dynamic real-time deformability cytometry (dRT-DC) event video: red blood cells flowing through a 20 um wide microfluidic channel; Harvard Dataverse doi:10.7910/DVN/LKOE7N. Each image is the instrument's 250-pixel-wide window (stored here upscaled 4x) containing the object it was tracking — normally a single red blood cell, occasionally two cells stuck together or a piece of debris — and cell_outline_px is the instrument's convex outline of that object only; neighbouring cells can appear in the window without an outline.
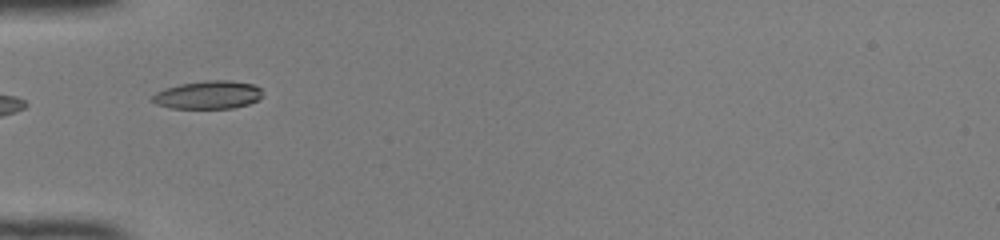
{"species": "common noctule bat (a hibernating species)", "species_latin": "Nyctalus noctula", "temperature_condition": "room temperature", "stored_images_in_passage": 3, "camera_frame_rate_fps": 3000, "um_per_image_px": 0.085, "animal": {"sex": "female", "body_mass_g": 22.0, "forearm_length_mm": 56.7}, "frame": {"image": 1, "passage_image": 1, "time_ms": 0.0, "image_size_px": [1000, 240], "cell_outline_px": [[260, 100], [248, 104], [232, 108], [172, 108], [156, 104], [152, 100], [152, 96], [156, 92], [164, 88], [180, 84], [204, 80], [232, 80], [252, 84], [260, 88]], "centroid_in_image_um": [17.67, 8.06], "position_along_channel_um": 67.3, "area_um2": 18.03}}